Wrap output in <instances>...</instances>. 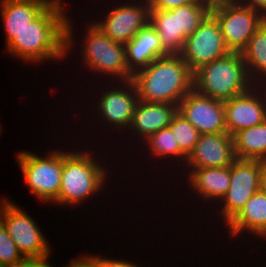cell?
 Segmentation results:
<instances>
[{"label": "cell", "mask_w": 266, "mask_h": 267, "mask_svg": "<svg viewBox=\"0 0 266 267\" xmlns=\"http://www.w3.org/2000/svg\"><path fill=\"white\" fill-rule=\"evenodd\" d=\"M65 267V266H64ZM66 267H98V255H84L68 263Z\"/></svg>", "instance_id": "obj_31"}, {"label": "cell", "mask_w": 266, "mask_h": 267, "mask_svg": "<svg viewBox=\"0 0 266 267\" xmlns=\"http://www.w3.org/2000/svg\"><path fill=\"white\" fill-rule=\"evenodd\" d=\"M90 151L63 150V168L60 191L54 204L80 205L103 189L109 178V169L105 163L97 162V158ZM96 158V159H95ZM105 165V166H104ZM103 166V167H102ZM106 167V168H105ZM107 170V171H106ZM108 173V174H107Z\"/></svg>", "instance_id": "obj_3"}, {"label": "cell", "mask_w": 266, "mask_h": 267, "mask_svg": "<svg viewBox=\"0 0 266 267\" xmlns=\"http://www.w3.org/2000/svg\"><path fill=\"white\" fill-rule=\"evenodd\" d=\"M230 186L218 203L227 225L244 207L246 202L259 191L260 160L238 159L230 165ZM223 202V203H222Z\"/></svg>", "instance_id": "obj_8"}, {"label": "cell", "mask_w": 266, "mask_h": 267, "mask_svg": "<svg viewBox=\"0 0 266 267\" xmlns=\"http://www.w3.org/2000/svg\"><path fill=\"white\" fill-rule=\"evenodd\" d=\"M236 157L233 138L227 132L200 134L193 151L187 157V169L226 167L230 166Z\"/></svg>", "instance_id": "obj_15"}, {"label": "cell", "mask_w": 266, "mask_h": 267, "mask_svg": "<svg viewBox=\"0 0 266 267\" xmlns=\"http://www.w3.org/2000/svg\"><path fill=\"white\" fill-rule=\"evenodd\" d=\"M122 83V84H121ZM118 88L113 84L112 88L109 90H105L104 92H100V98L95 103L97 104V108L101 121L99 123H103L108 125L106 127L110 128L111 131L113 128H117L120 130L129 129L131 125V121L133 118L134 110L139 101L137 88L132 80L125 82H118ZM103 120V121H102ZM110 124V125H109ZM110 126V127H109ZM113 126V128H112Z\"/></svg>", "instance_id": "obj_12"}, {"label": "cell", "mask_w": 266, "mask_h": 267, "mask_svg": "<svg viewBox=\"0 0 266 267\" xmlns=\"http://www.w3.org/2000/svg\"><path fill=\"white\" fill-rule=\"evenodd\" d=\"M255 84L248 91L224 101L227 133L259 125L266 120V91Z\"/></svg>", "instance_id": "obj_13"}, {"label": "cell", "mask_w": 266, "mask_h": 267, "mask_svg": "<svg viewBox=\"0 0 266 267\" xmlns=\"http://www.w3.org/2000/svg\"><path fill=\"white\" fill-rule=\"evenodd\" d=\"M171 11L175 14L176 34H182L184 41L210 15L197 1L180 5Z\"/></svg>", "instance_id": "obj_25"}, {"label": "cell", "mask_w": 266, "mask_h": 267, "mask_svg": "<svg viewBox=\"0 0 266 267\" xmlns=\"http://www.w3.org/2000/svg\"><path fill=\"white\" fill-rule=\"evenodd\" d=\"M193 77L196 92L222 101L240 95L255 85L249 78L240 52H229L199 67Z\"/></svg>", "instance_id": "obj_4"}, {"label": "cell", "mask_w": 266, "mask_h": 267, "mask_svg": "<svg viewBox=\"0 0 266 267\" xmlns=\"http://www.w3.org/2000/svg\"><path fill=\"white\" fill-rule=\"evenodd\" d=\"M52 4L53 3H29L1 0L0 16L2 17V23L4 25L3 29L6 32V45L47 6Z\"/></svg>", "instance_id": "obj_20"}, {"label": "cell", "mask_w": 266, "mask_h": 267, "mask_svg": "<svg viewBox=\"0 0 266 267\" xmlns=\"http://www.w3.org/2000/svg\"><path fill=\"white\" fill-rule=\"evenodd\" d=\"M211 15L220 26L226 47L230 52L240 53L266 19L260 12L237 3L226 5Z\"/></svg>", "instance_id": "obj_10"}, {"label": "cell", "mask_w": 266, "mask_h": 267, "mask_svg": "<svg viewBox=\"0 0 266 267\" xmlns=\"http://www.w3.org/2000/svg\"><path fill=\"white\" fill-rule=\"evenodd\" d=\"M235 3L256 10L266 18V0H235Z\"/></svg>", "instance_id": "obj_32"}, {"label": "cell", "mask_w": 266, "mask_h": 267, "mask_svg": "<svg viewBox=\"0 0 266 267\" xmlns=\"http://www.w3.org/2000/svg\"><path fill=\"white\" fill-rule=\"evenodd\" d=\"M23 257L15 242L8 234L6 227L0 221V266L20 260Z\"/></svg>", "instance_id": "obj_27"}, {"label": "cell", "mask_w": 266, "mask_h": 267, "mask_svg": "<svg viewBox=\"0 0 266 267\" xmlns=\"http://www.w3.org/2000/svg\"><path fill=\"white\" fill-rule=\"evenodd\" d=\"M193 75L180 55H167L138 70L132 81L139 100L178 105L193 90Z\"/></svg>", "instance_id": "obj_2"}, {"label": "cell", "mask_w": 266, "mask_h": 267, "mask_svg": "<svg viewBox=\"0 0 266 267\" xmlns=\"http://www.w3.org/2000/svg\"><path fill=\"white\" fill-rule=\"evenodd\" d=\"M51 254L39 257V258H28L27 267H53L48 261Z\"/></svg>", "instance_id": "obj_33"}, {"label": "cell", "mask_w": 266, "mask_h": 267, "mask_svg": "<svg viewBox=\"0 0 266 267\" xmlns=\"http://www.w3.org/2000/svg\"><path fill=\"white\" fill-rule=\"evenodd\" d=\"M128 1L127 4L122 3L118 6L116 4V7H111L112 10H109L104 18L92 21L114 42L126 44L150 21L147 0H132L131 3Z\"/></svg>", "instance_id": "obj_11"}, {"label": "cell", "mask_w": 266, "mask_h": 267, "mask_svg": "<svg viewBox=\"0 0 266 267\" xmlns=\"http://www.w3.org/2000/svg\"><path fill=\"white\" fill-rule=\"evenodd\" d=\"M28 265V257H23L20 260L3 264L0 267H27Z\"/></svg>", "instance_id": "obj_35"}, {"label": "cell", "mask_w": 266, "mask_h": 267, "mask_svg": "<svg viewBox=\"0 0 266 267\" xmlns=\"http://www.w3.org/2000/svg\"><path fill=\"white\" fill-rule=\"evenodd\" d=\"M177 106L171 103L139 100L128 129L130 134L137 136L136 139L143 138L141 142L145 141L152 134L169 126L173 116L177 113Z\"/></svg>", "instance_id": "obj_16"}, {"label": "cell", "mask_w": 266, "mask_h": 267, "mask_svg": "<svg viewBox=\"0 0 266 267\" xmlns=\"http://www.w3.org/2000/svg\"><path fill=\"white\" fill-rule=\"evenodd\" d=\"M189 171L187 183L191 184L190 188L195 194L202 200L205 199L204 201L219 203L230 186V166L189 169Z\"/></svg>", "instance_id": "obj_19"}, {"label": "cell", "mask_w": 266, "mask_h": 267, "mask_svg": "<svg viewBox=\"0 0 266 267\" xmlns=\"http://www.w3.org/2000/svg\"><path fill=\"white\" fill-rule=\"evenodd\" d=\"M88 24L80 53L84 67L94 74L110 75L108 77L115 78L114 83L132 80L133 74L127 68L125 44L111 40L93 22Z\"/></svg>", "instance_id": "obj_5"}, {"label": "cell", "mask_w": 266, "mask_h": 267, "mask_svg": "<svg viewBox=\"0 0 266 267\" xmlns=\"http://www.w3.org/2000/svg\"><path fill=\"white\" fill-rule=\"evenodd\" d=\"M98 267H140L138 264H134V261H125V260H118V259H111L98 256Z\"/></svg>", "instance_id": "obj_29"}, {"label": "cell", "mask_w": 266, "mask_h": 267, "mask_svg": "<svg viewBox=\"0 0 266 267\" xmlns=\"http://www.w3.org/2000/svg\"><path fill=\"white\" fill-rule=\"evenodd\" d=\"M177 112L200 134L227 132L222 100L201 95L193 89L179 102Z\"/></svg>", "instance_id": "obj_14"}, {"label": "cell", "mask_w": 266, "mask_h": 267, "mask_svg": "<svg viewBox=\"0 0 266 267\" xmlns=\"http://www.w3.org/2000/svg\"><path fill=\"white\" fill-rule=\"evenodd\" d=\"M217 20L210 14L202 24L185 39L180 56L194 72L199 67L227 55Z\"/></svg>", "instance_id": "obj_9"}, {"label": "cell", "mask_w": 266, "mask_h": 267, "mask_svg": "<svg viewBox=\"0 0 266 267\" xmlns=\"http://www.w3.org/2000/svg\"><path fill=\"white\" fill-rule=\"evenodd\" d=\"M128 70L134 75L154 60L167 56L161 39L150 21L125 44Z\"/></svg>", "instance_id": "obj_17"}, {"label": "cell", "mask_w": 266, "mask_h": 267, "mask_svg": "<svg viewBox=\"0 0 266 267\" xmlns=\"http://www.w3.org/2000/svg\"><path fill=\"white\" fill-rule=\"evenodd\" d=\"M142 143L144 145L146 144L145 147L148 146L146 150L149 149L150 156L163 159L164 157L165 159L171 157V160L175 159L178 162L182 160V163L184 162L182 165L186 163L187 156L179 149L178 143L169 126L152 134Z\"/></svg>", "instance_id": "obj_24"}, {"label": "cell", "mask_w": 266, "mask_h": 267, "mask_svg": "<svg viewBox=\"0 0 266 267\" xmlns=\"http://www.w3.org/2000/svg\"><path fill=\"white\" fill-rule=\"evenodd\" d=\"M249 78L254 84L266 83V19L241 52ZM257 79V80H256ZM263 82V83H261Z\"/></svg>", "instance_id": "obj_21"}, {"label": "cell", "mask_w": 266, "mask_h": 267, "mask_svg": "<svg viewBox=\"0 0 266 267\" xmlns=\"http://www.w3.org/2000/svg\"><path fill=\"white\" fill-rule=\"evenodd\" d=\"M0 221L24 257L39 258L51 253L50 243L34 218L8 198L0 203Z\"/></svg>", "instance_id": "obj_7"}, {"label": "cell", "mask_w": 266, "mask_h": 267, "mask_svg": "<svg viewBox=\"0 0 266 267\" xmlns=\"http://www.w3.org/2000/svg\"><path fill=\"white\" fill-rule=\"evenodd\" d=\"M150 9L171 10L180 5L196 2L197 0H147Z\"/></svg>", "instance_id": "obj_28"}, {"label": "cell", "mask_w": 266, "mask_h": 267, "mask_svg": "<svg viewBox=\"0 0 266 267\" xmlns=\"http://www.w3.org/2000/svg\"><path fill=\"white\" fill-rule=\"evenodd\" d=\"M150 23L156 28L162 48L168 55H180L184 40L176 34L175 14L171 10L150 9Z\"/></svg>", "instance_id": "obj_23"}, {"label": "cell", "mask_w": 266, "mask_h": 267, "mask_svg": "<svg viewBox=\"0 0 266 267\" xmlns=\"http://www.w3.org/2000/svg\"><path fill=\"white\" fill-rule=\"evenodd\" d=\"M64 5L55 1L47 6L6 45V51L36 66L48 59L64 60L75 46L73 25Z\"/></svg>", "instance_id": "obj_1"}, {"label": "cell", "mask_w": 266, "mask_h": 267, "mask_svg": "<svg viewBox=\"0 0 266 267\" xmlns=\"http://www.w3.org/2000/svg\"><path fill=\"white\" fill-rule=\"evenodd\" d=\"M179 149L188 157L198 142L199 131L178 112L169 124Z\"/></svg>", "instance_id": "obj_26"}, {"label": "cell", "mask_w": 266, "mask_h": 267, "mask_svg": "<svg viewBox=\"0 0 266 267\" xmlns=\"http://www.w3.org/2000/svg\"><path fill=\"white\" fill-rule=\"evenodd\" d=\"M259 190L266 193V160H260Z\"/></svg>", "instance_id": "obj_34"}, {"label": "cell", "mask_w": 266, "mask_h": 267, "mask_svg": "<svg viewBox=\"0 0 266 267\" xmlns=\"http://www.w3.org/2000/svg\"><path fill=\"white\" fill-rule=\"evenodd\" d=\"M234 154L238 159L266 160V120L233 136Z\"/></svg>", "instance_id": "obj_22"}, {"label": "cell", "mask_w": 266, "mask_h": 267, "mask_svg": "<svg viewBox=\"0 0 266 267\" xmlns=\"http://www.w3.org/2000/svg\"><path fill=\"white\" fill-rule=\"evenodd\" d=\"M263 85V87H264V89H265V91H266V83L265 84H262ZM265 85V86H264Z\"/></svg>", "instance_id": "obj_37"}, {"label": "cell", "mask_w": 266, "mask_h": 267, "mask_svg": "<svg viewBox=\"0 0 266 267\" xmlns=\"http://www.w3.org/2000/svg\"><path fill=\"white\" fill-rule=\"evenodd\" d=\"M8 1L29 2V3H54L55 1L62 2V0H8Z\"/></svg>", "instance_id": "obj_36"}, {"label": "cell", "mask_w": 266, "mask_h": 267, "mask_svg": "<svg viewBox=\"0 0 266 267\" xmlns=\"http://www.w3.org/2000/svg\"><path fill=\"white\" fill-rule=\"evenodd\" d=\"M197 2L211 14L216 10L222 9L226 5L234 4L235 0H197Z\"/></svg>", "instance_id": "obj_30"}, {"label": "cell", "mask_w": 266, "mask_h": 267, "mask_svg": "<svg viewBox=\"0 0 266 267\" xmlns=\"http://www.w3.org/2000/svg\"><path fill=\"white\" fill-rule=\"evenodd\" d=\"M226 227L232 237L248 232L266 240V193L257 191Z\"/></svg>", "instance_id": "obj_18"}, {"label": "cell", "mask_w": 266, "mask_h": 267, "mask_svg": "<svg viewBox=\"0 0 266 267\" xmlns=\"http://www.w3.org/2000/svg\"><path fill=\"white\" fill-rule=\"evenodd\" d=\"M18 165L33 196L52 204L58 197L62 179L63 150H52L47 156L30 151L18 152Z\"/></svg>", "instance_id": "obj_6"}]
</instances>
